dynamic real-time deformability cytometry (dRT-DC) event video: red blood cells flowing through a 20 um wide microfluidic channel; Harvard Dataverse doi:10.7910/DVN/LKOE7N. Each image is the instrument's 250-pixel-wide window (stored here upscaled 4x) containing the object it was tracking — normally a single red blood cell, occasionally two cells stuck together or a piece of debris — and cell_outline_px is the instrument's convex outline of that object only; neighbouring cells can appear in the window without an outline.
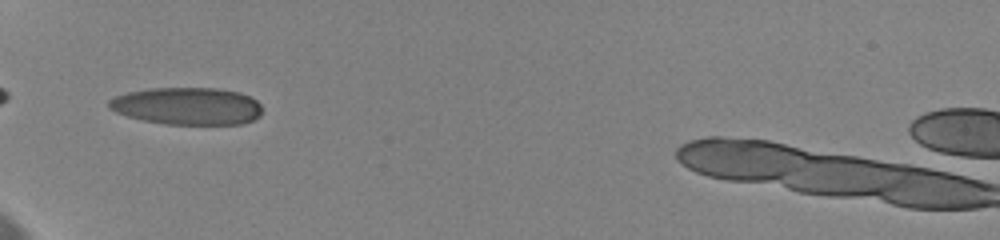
{"species": "human", "species_latin": "Homo sapiens", "temperature_condition": "cold", "stored_images_in_passage": 7, "camera_frame_rate_fps": 3000, "um_per_image_px": 0.085, "donor": {"sex": "female"}, "frame": {"image": 1, "passage_image": 1, "time_ms": 0.0, "image_size_px": [1000, 240], "cell_outline_px": [[260, 116], [244, 124], [164, 124], [144, 120], [128, 116], [116, 112], [108, 108], [108, 100], [116, 96], [128, 92], [148, 88], [216, 88], [240, 92], [256, 100], [260, 104]], "centroid_in_image_um": [15.91, 9.01], "position_along_channel_um": 69.1, "area_um2": 33.35}}